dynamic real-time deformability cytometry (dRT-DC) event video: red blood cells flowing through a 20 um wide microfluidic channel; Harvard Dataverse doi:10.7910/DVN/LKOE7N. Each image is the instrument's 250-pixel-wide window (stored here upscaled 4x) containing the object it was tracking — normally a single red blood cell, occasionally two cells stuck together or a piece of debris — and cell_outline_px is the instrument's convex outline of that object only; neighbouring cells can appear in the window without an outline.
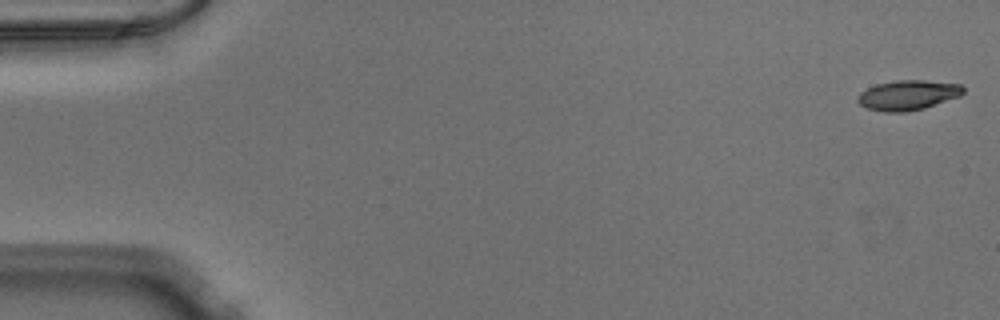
{"species": "Egyptian fruit bat (a non-hibernating species)", "species_latin": "Rousettus aegyptiacus", "temperature_condition": "warm", "stored_images_in_passage": 52, "camera_frame_rate_fps": 3000, "um_per_image_px": 0.085, "animal": {"sex": "male"}, "frame": {"image": 1, "passage_image": 1, "time_ms": 0.0, "image_size_px": [1000, 320], "cell_outline_px": [[964, 92], [960, 96], [924, 108], [904, 112], [884, 112], [868, 108], [860, 104], [856, 100], [856, 96], [860, 92], [876, 84], [896, 80], [924, 80], [960, 84], [964, 88]], "centroid_in_image_um": [77.16, 8.08], "position_along_channel_um": 7.8, "area_um2": 18.38}}
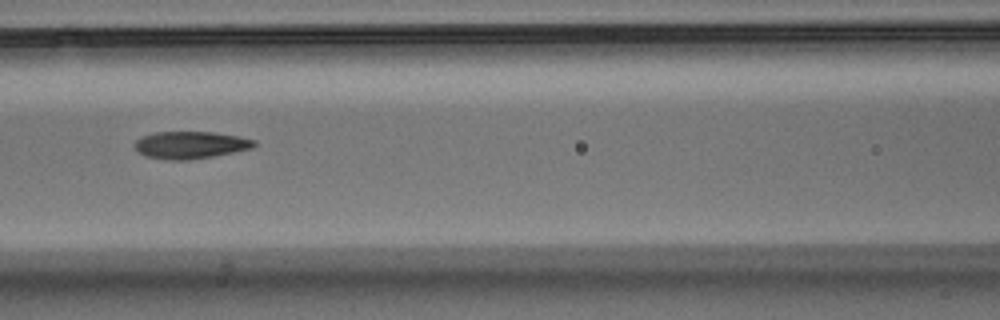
{"frame": {"image": 2, "passage_image": 23, "time_ms": 7.333, "image_size_px": [1000, 320], "cell_outline_px": [[256, 144], [252, 148], [212, 156], [188, 160], [168, 160], [144, 156], [136, 152], [132, 144], [140, 136], [152, 132], [212, 132], [240, 136], [256, 140]], "centroid_in_image_um": [16.11, 12.32], "position_along_channel_um": 150.5, "area_um2": 19.25}}
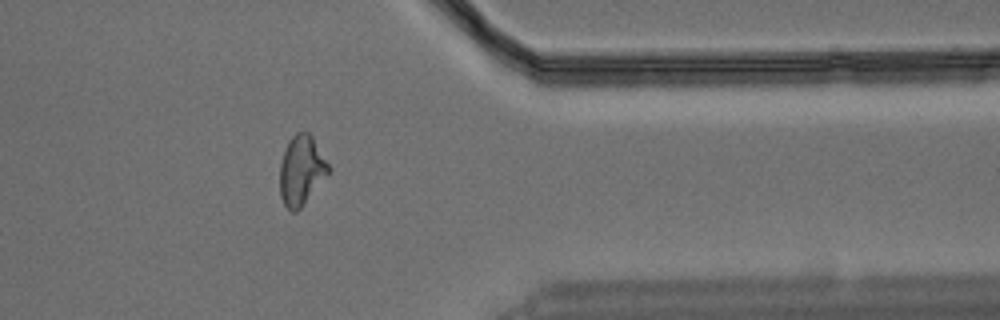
{"frame": {"image": 3, "passage_image": 42, "time_ms": 13.667, "image_size_px": [1000, 320], "cell_outline_px": [[332, 168], [300, 208], [296, 212], [292, 212], [284, 204], [280, 196], [280, 164], [288, 140], [296, 132], [308, 132], [312, 136]], "centroid_in_image_um": [25.61, 14.46], "position_along_channel_um": 385.8, "area_um2": 19.54}}